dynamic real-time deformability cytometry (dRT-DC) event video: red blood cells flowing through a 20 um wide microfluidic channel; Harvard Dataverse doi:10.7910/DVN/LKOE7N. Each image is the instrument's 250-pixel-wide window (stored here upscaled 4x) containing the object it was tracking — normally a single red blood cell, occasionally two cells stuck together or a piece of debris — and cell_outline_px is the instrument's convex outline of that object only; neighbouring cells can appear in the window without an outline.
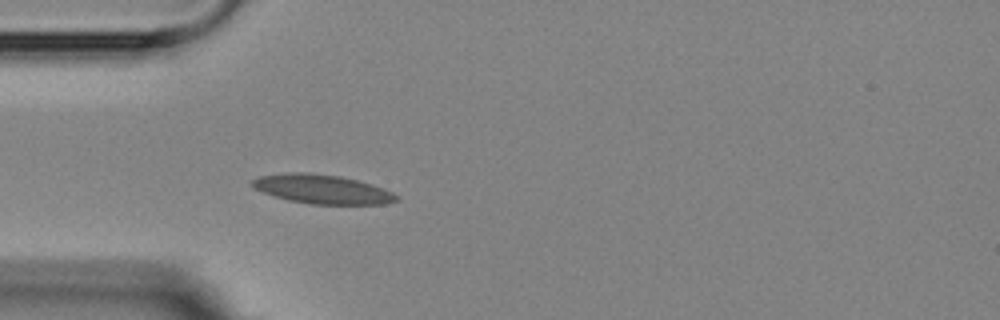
{"species": "Egyptian fruit bat (a non-hibernating species)", "species_latin": "Rousettus aegyptiacus", "temperature_condition": "room temperature", "stored_images_in_passage": 5, "camera_frame_rate_fps": 3000, "um_per_image_px": 0.085, "animal": {"sex": "female"}, "frame": {"image": 1, "passage_image": 5, "time_ms": 4.333, "image_size_px": [1000, 320], "cell_outline_px": [[400, 200], [384, 204], [312, 204], [288, 200], [272, 196], [252, 188], [252, 180], [260, 176], [288, 172], [308, 172], [340, 176], [372, 184], [392, 192], [400, 196]], "centroid_in_image_um": [27.38, 16.08], "position_along_channel_um": 57.6, "area_um2": 24.57}}